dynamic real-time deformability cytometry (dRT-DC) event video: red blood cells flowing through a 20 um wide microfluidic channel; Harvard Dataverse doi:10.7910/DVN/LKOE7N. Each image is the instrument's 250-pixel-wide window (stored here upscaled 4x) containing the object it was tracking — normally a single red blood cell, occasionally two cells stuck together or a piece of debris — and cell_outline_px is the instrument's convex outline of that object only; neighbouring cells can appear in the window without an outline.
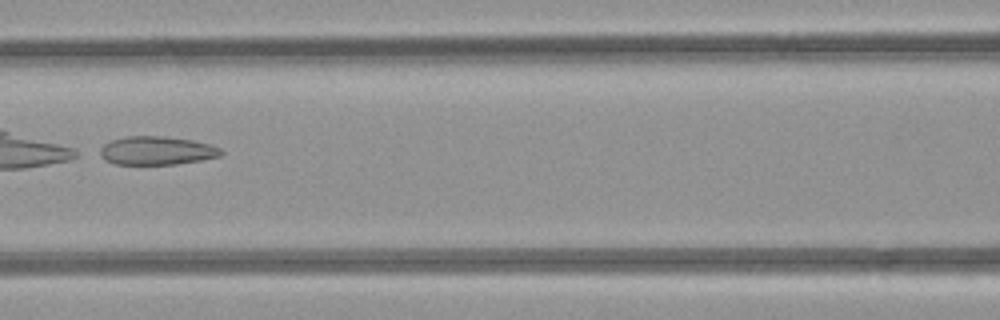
{"species": "common noctule bat (a hibernating species)", "species_latin": "Nyctalus noctula", "temperature_condition": "room temperature", "stored_images_in_passage": 30, "camera_frame_rate_fps": 3000, "um_per_image_px": 0.085, "animal": {"sex": "female", "body_mass_g": 21.9}, "frame": {"image": 1, "passage_image": 9, "time_ms": 2.667, "image_size_px": [1000, 320], "cell_outline_px": [[224, 152], [220, 156], [200, 160], [176, 164], [116, 164], [104, 160], [96, 156], [100, 148], [104, 144], [112, 140], [128, 136], [164, 136], [192, 140], [208, 144], [220, 148]], "centroid_in_image_um": [13.26, 12.8], "position_along_channel_um": 153.3, "area_um2": 20.17}, "authors_computed_cell_mechanics": {"area_um2": 20.7791, "velocity_mm_per_s": 4.2292, "shape_relaxation_time_tau1_ms": 0.296, "shape_relaxation_time_tau2_ms": 5.071, "deformation_change_tau1": 0.1912, "deformation_change_tau2": 0.115}}